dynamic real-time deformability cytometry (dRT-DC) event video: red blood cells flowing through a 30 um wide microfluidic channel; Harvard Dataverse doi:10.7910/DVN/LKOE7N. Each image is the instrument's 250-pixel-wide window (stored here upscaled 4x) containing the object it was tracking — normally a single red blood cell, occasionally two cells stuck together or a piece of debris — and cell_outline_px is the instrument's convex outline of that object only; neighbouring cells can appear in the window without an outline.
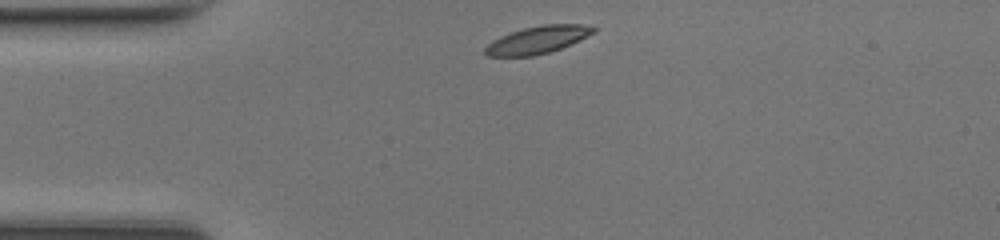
{"species": "common noctule bat (a hibernating species)", "species_latin": "Nyctalus noctula", "temperature_condition": "room temperature", "stored_images_in_passage": 38, "camera_frame_rate_fps": 3000, "um_per_image_px": 0.085, "animal": {"sex": "female", "body_mass_g": 17.0, "forearm_length_mm": 48.0}, "frame": {"image": 1, "passage_image": 1, "time_ms": 0.0, "image_size_px": [1000, 240], "cell_outline_px": [[596, 32], [580, 40], [560, 48], [548, 52], [532, 56], [488, 56], [484, 52], [484, 48], [492, 40], [500, 36], [524, 28], [544, 24], [584, 24], [596, 28]], "centroid_in_image_um": [45.7, 3.38], "position_along_channel_um": 39.3, "area_um2": 17.22}}
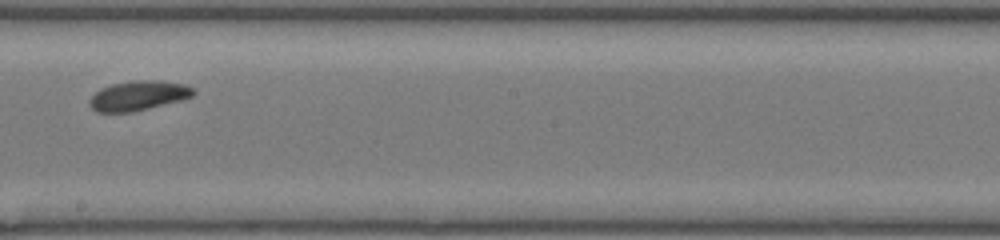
{"frame": {"image": 2, "passage_image": 17, "time_ms": 5.333, "image_size_px": [1000, 240], "cell_outline_px": [[196, 92], [192, 96], [184, 100], [132, 112], [96, 112], [88, 104], [88, 100], [100, 88], [112, 84], [136, 80], [160, 80], [184, 84], [192, 88]], "centroid_in_image_um": [11.76, 8.13], "position_along_channel_um": 236.4, "area_um2": 18.09}}
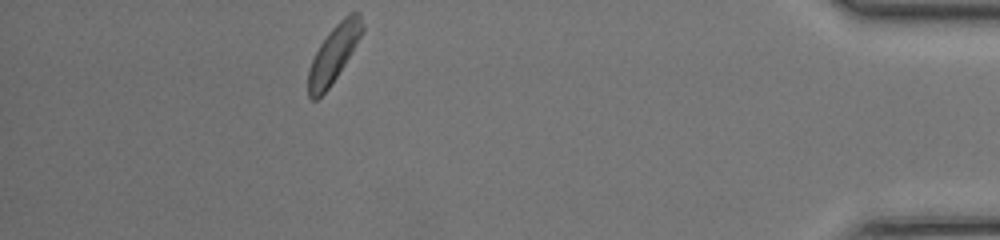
{"frame": {"image": 3, "passage_image": 33, "time_ms": 10.667, "image_size_px": [1000, 240], "cell_outline_px": [[364, 28], [360, 36], [344, 64], [328, 88], [316, 100], [312, 100], [308, 96], [308, 68], [320, 44], [328, 32], [348, 12], [360, 12]], "centroid_in_image_um": [28.35, 4.55], "position_along_channel_um": 406.9, "area_um2": 17.51}, "authors_computed_cell_mechanics": {"area_um2": 17.918, "velocity_mm_per_s": 4.2583, "shape_relaxation_time_tau1_ms": 1.9324, "shape_relaxation_time_tau2_ms": 7.2468, "deformation_change_tau1": 0.0735, "deformation_change_tau2": 0.1406}}